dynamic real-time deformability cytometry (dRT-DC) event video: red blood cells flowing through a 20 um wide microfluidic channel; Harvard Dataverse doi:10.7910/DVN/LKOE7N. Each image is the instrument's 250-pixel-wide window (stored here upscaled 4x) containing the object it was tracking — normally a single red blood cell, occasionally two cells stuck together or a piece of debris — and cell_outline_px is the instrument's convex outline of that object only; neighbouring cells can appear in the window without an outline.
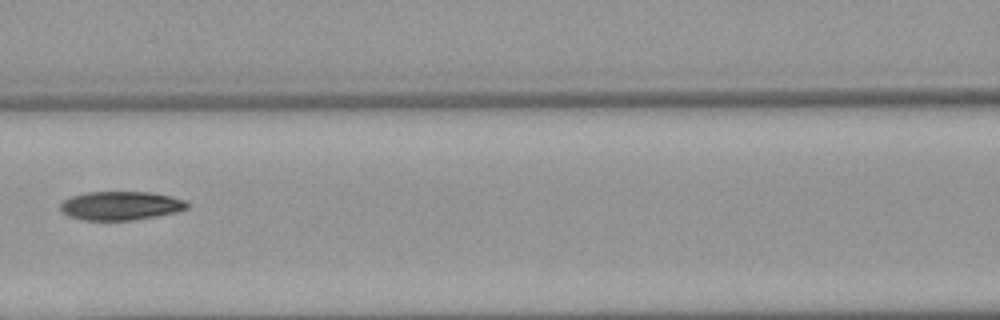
{"species": "Egyptian fruit bat (a non-hibernating species)", "species_latin": "Rousettus aegyptiacus", "temperature_condition": "warm", "stored_images_in_passage": 5, "camera_frame_rate_fps": 3000, "um_per_image_px": 0.085, "animal": {"sex": "female"}, "frame": {"image": 1, "passage_image": 4, "time_ms": 5.0, "image_size_px": [1000, 320], "cell_outline_px": [[188, 208], [176, 212], [136, 220], [80, 220], [68, 216], [60, 208], [60, 204], [64, 200], [72, 196], [88, 192], [152, 192], [184, 200], [188, 204]], "centroid_in_image_um": [10.24, 17.49], "position_along_channel_um": 156.4, "area_um2": 21.15}}
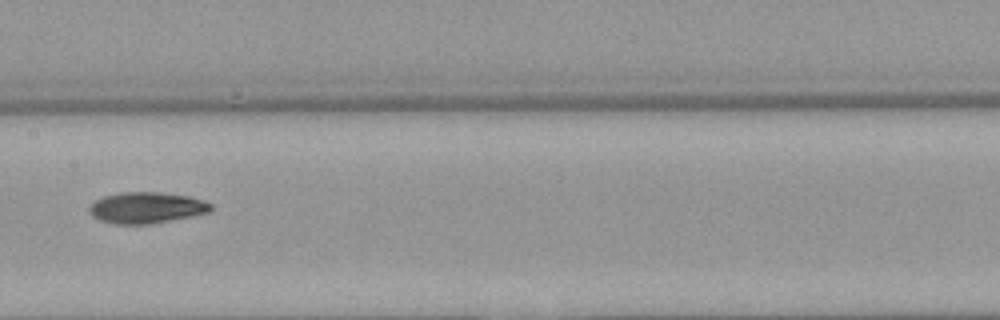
{"frame": {"image": 2, "passage_image": 5, "time_ms": 6.0, "image_size_px": [1000, 320], "cell_outline_px": [[212, 208], [208, 212], [192, 216], [148, 224], [116, 224], [100, 220], [92, 216], [88, 212], [88, 208], [96, 200], [104, 196], [120, 192], [160, 192], [188, 196], [212, 204]], "centroid_in_image_um": [12.41, 17.65], "position_along_channel_um": 195.0, "area_um2": 21.91}}